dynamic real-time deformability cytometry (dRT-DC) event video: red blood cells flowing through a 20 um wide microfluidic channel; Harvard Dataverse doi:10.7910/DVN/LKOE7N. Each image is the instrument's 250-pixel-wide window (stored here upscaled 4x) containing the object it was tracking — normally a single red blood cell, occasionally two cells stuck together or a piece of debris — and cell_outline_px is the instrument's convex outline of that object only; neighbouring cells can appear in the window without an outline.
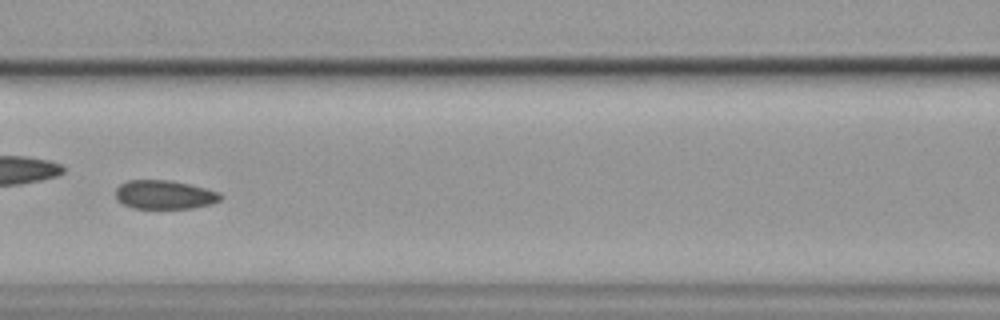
{"species": "common noctule bat (a hibernating species)", "species_latin": "Nyctalus noctula", "temperature_condition": "cold", "stored_images_in_passage": 57, "camera_frame_rate_fps": 3000, "um_per_image_px": 0.085, "animal": {"sex": "female", "body_mass_g": 19.9}, "frame": {"image": 1, "passage_image": 25, "time_ms": 8.0, "image_size_px": [1000, 320], "cell_outline_px": [[224, 196], [220, 200], [212, 204], [192, 208], [132, 208], [116, 200], [116, 188], [120, 184], [128, 180], [168, 180], [188, 184], [220, 192]], "centroid_in_image_um": [13.98, 16.55], "position_along_channel_um": 152.6, "area_um2": 17.63}, "authors_computed_cell_mechanics": {"area_um2": 18.2648, "velocity_mm_per_s": 3.5147, "shape_relaxation_time_tau1_ms": null, "shape_relaxation_time_tau2_ms": 2.6483, "deformation_change_tau1": null, "deformation_change_tau2": 0.0456}}